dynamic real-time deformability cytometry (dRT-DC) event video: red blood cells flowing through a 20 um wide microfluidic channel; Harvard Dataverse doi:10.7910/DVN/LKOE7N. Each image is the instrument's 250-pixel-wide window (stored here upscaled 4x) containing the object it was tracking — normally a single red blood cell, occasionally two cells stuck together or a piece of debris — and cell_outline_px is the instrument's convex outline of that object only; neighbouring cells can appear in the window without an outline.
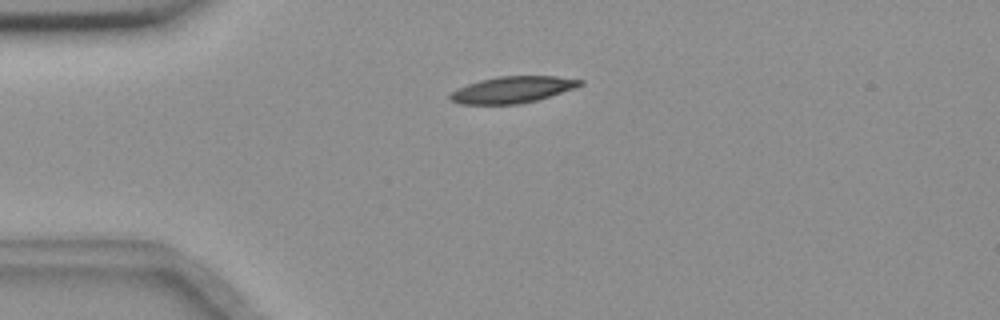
{"species": "common noctule bat (a hibernating species)", "species_latin": "Nyctalus noctula", "temperature_condition": "room temperature", "stored_images_in_passage": 43, "camera_frame_rate_fps": 3000, "um_per_image_px": 0.085, "animal": {"sex": "female", "body_mass_g": 18.4}, "frame": {"image": 1, "passage_image": 1, "time_ms": 0.0, "image_size_px": [1000, 320], "cell_outline_px": [[584, 84], [536, 100], [520, 104], [460, 104], [448, 100], [448, 96], [456, 88], [480, 80], [496, 76], [556, 76], [584, 80]], "centroid_in_image_um": [43.5, 7.62], "position_along_channel_um": 41.5, "area_um2": 20.0}}
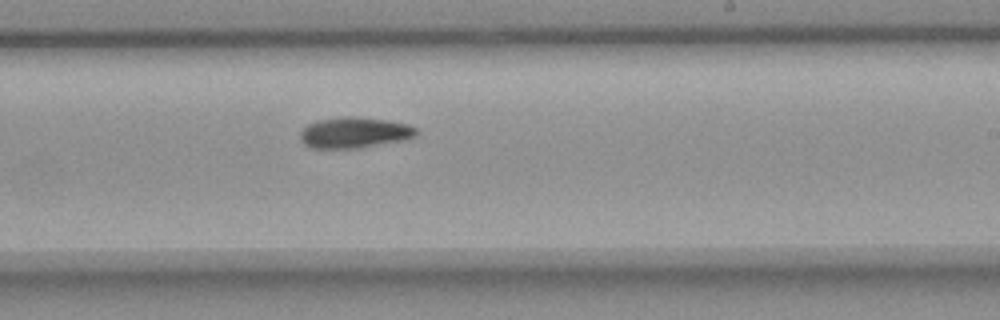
{"frame": {"image": 2, "passage_image": 21, "time_ms": 6.667, "image_size_px": [1000, 320], "cell_outline_px": [[420, 132], [416, 136], [404, 140], [360, 148], [312, 148], [304, 144], [300, 140], [300, 132], [308, 124], [316, 120], [344, 116], [352, 116], [388, 120], [408, 124], [416, 128]], "centroid_in_image_um": [30.14, 11.27], "position_along_channel_um": 258.9, "area_um2": 21.1}}
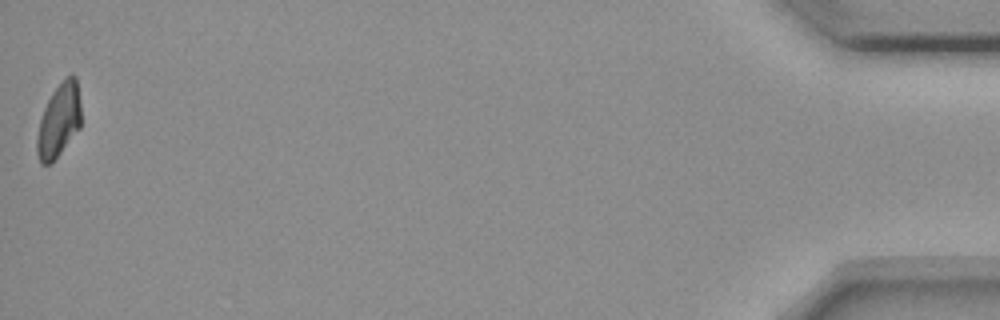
{"frame": {"image": 3, "passage_image": 43, "time_ms": 14.0, "image_size_px": [1000, 320], "cell_outline_px": [[80, 128], [52, 164], [40, 164], [36, 152], [36, 136], [40, 120], [44, 108], [52, 92], [72, 72], [76, 76], [80, 104]], "centroid_in_image_um": [4.99, 10.28], "position_along_channel_um": 430.2, "area_um2": 18.96}, "authors_computed_cell_mechanics": {"area_um2": 20.519, "velocity_mm_per_s": 3.6517, "shape_relaxation_time_tau1_ms": 5.029, "shape_relaxation_time_tau2_ms": null, "deformation_change_tau1": 0.1572, "deformation_change_tau2": null}}